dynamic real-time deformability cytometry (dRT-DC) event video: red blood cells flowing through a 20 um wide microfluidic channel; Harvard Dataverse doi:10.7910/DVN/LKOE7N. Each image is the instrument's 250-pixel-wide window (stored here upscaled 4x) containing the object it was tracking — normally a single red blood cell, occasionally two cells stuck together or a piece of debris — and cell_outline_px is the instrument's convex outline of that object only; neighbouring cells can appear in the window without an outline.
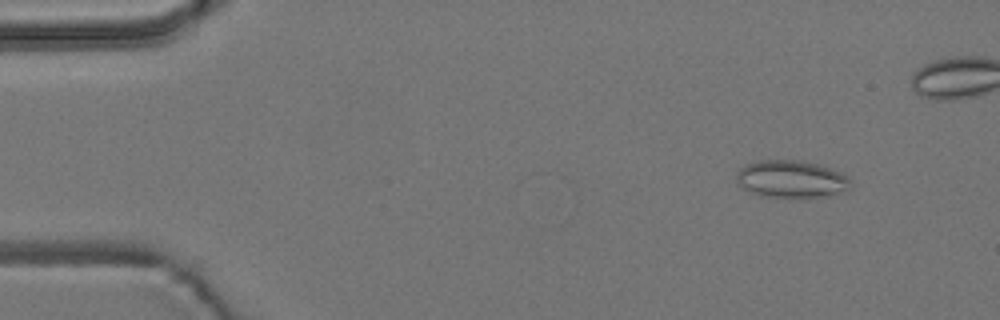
{"species": "common noctule bat (a hibernating species)", "species_latin": "Nyctalus noctula", "temperature_condition": "room temperature", "stored_images_in_passage": 57, "camera_frame_rate_fps": 3000, "um_per_image_px": 0.085, "animal": {"sex": "male", "body_mass_g": 19.2, "forearm_length_mm": 51.8}, "frame": {"image": 1, "passage_image": 6, "time_ms": 1.667, "image_size_px": [1000, 320], "cell_outline_px": [[852, 180], [848, 188], [828, 196], [760, 196], [736, 184], [736, 172], [744, 164], [760, 160], [800, 160], [816, 164], [840, 172], [848, 176]], "centroid_in_image_um": [67.2, 15.2], "position_along_channel_um": 17.8, "area_um2": 24.57}}
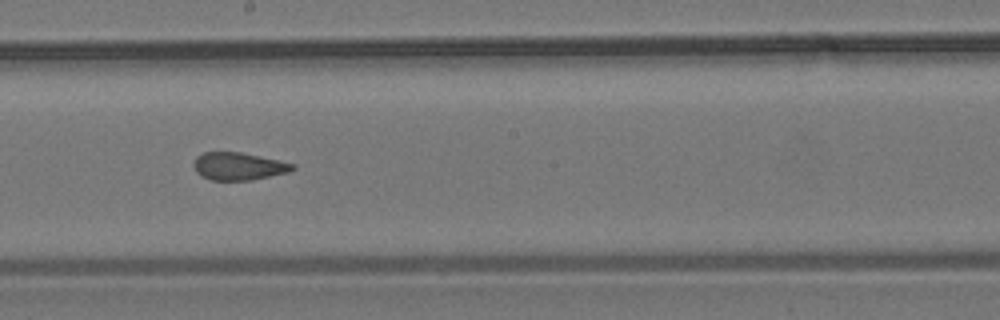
{"frame": {"image": 2, "passage_image": 31, "time_ms": 10.0, "image_size_px": [1000, 320], "cell_outline_px": [[296, 168], [288, 172], [252, 180], [212, 180], [200, 176], [196, 172], [192, 164], [196, 156], [204, 152], [240, 152], [280, 160], [296, 164]], "centroid_in_image_um": [20.27, 14.13], "position_along_channel_um": 227.9, "area_um2": 16.07}}
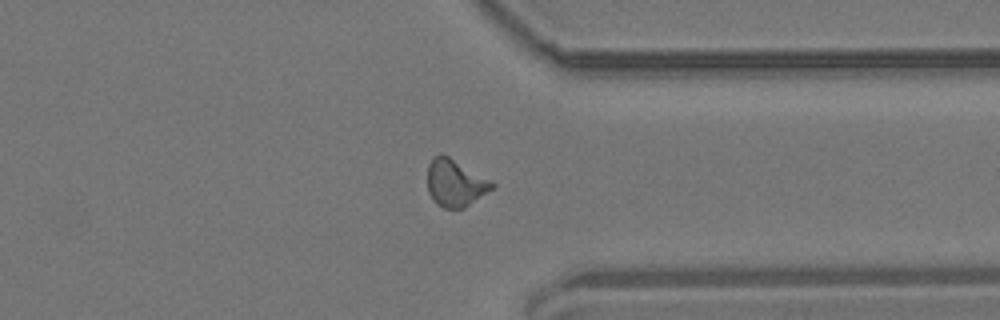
{"frame": {"image": 3, "passage_image": 43, "time_ms": 14.0, "image_size_px": [1000, 320], "cell_outline_px": [[496, 184], [492, 188], [464, 208], [444, 208], [436, 204], [432, 200], [428, 192], [428, 164], [440, 152], [448, 156]], "centroid_in_image_um": [38.65, 15.56], "position_along_channel_um": 372.8, "area_um2": 17.34}, "authors_computed_cell_mechanics": {"area_um2": 16.9354, "velocity_mm_per_s": 3.6926, "shape_relaxation_time_tau1_ms": null, "shape_relaxation_time_tau2_ms": 1.358, "deformation_change_tau1": null, "deformation_change_tau2": 0.077}}